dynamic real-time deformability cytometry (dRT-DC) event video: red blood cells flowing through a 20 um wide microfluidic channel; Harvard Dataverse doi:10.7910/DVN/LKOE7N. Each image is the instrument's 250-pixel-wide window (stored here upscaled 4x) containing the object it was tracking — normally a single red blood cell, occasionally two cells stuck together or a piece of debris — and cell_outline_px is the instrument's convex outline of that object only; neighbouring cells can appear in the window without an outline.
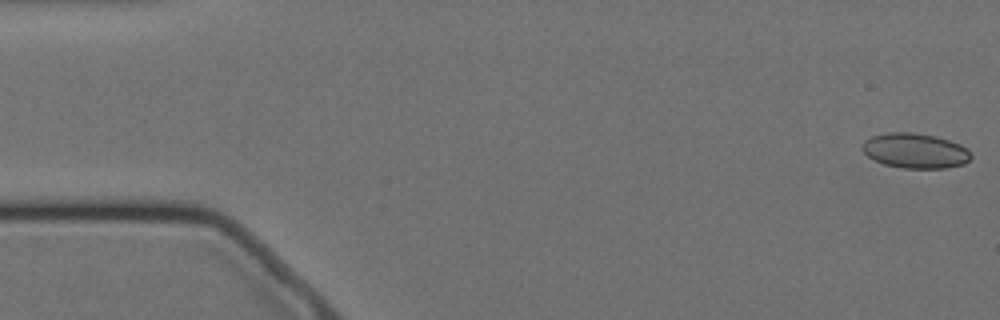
{"species": "Egyptian fruit bat (a non-hibernating species)", "species_latin": "Rousettus aegyptiacus", "temperature_condition": "cold", "stored_images_in_passage": 58, "camera_frame_rate_fps": 3000, "um_per_image_px": 0.085, "animal": {"sex": "female"}, "frame": {"image": 1, "passage_image": 1, "time_ms": 0.0, "image_size_px": [1000, 320], "cell_outline_px": [[972, 156], [964, 164], [948, 168], [904, 168], [884, 164], [868, 156], [860, 148], [860, 144], [864, 140], [872, 136], [888, 132], [912, 132], [936, 136], [960, 144], [968, 148]], "centroid_in_image_um": [77.78, 12.8], "position_along_channel_um": 7.2, "area_um2": 22.31}}
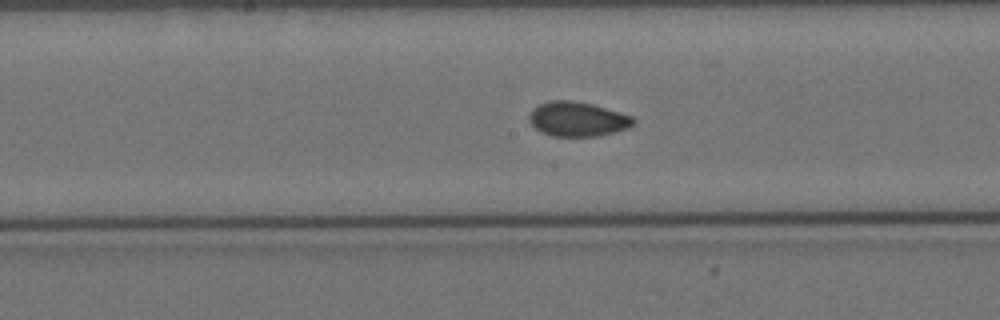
{"frame": {"image": 2, "passage_image": 28, "time_ms": 9.0, "image_size_px": [1000, 320], "cell_outline_px": [[636, 124], [628, 128], [616, 132], [596, 136], [552, 136], [540, 132], [528, 120], [528, 116], [540, 104], [552, 100], [572, 100], [592, 104], [632, 116], [636, 120]], "centroid_in_image_um": [49.12, 10.13], "position_along_channel_um": 199.1, "area_um2": 20.92}}
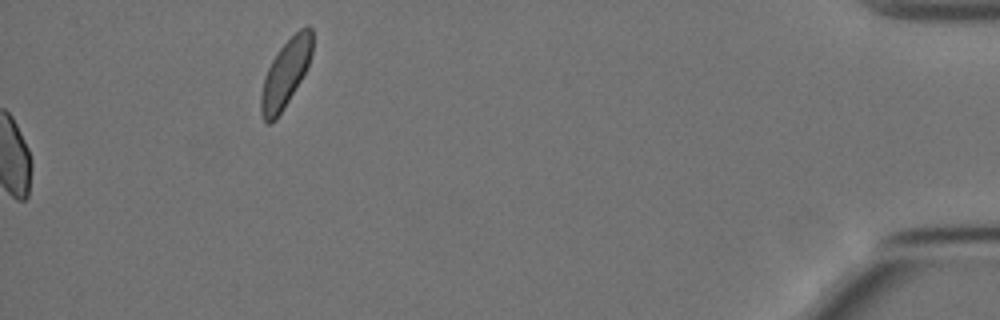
{"frame": {"image": 3, "passage_image": 58, "time_ms": 19.0, "image_size_px": [1000, 320], "cell_outline_px": [[312, 52], [308, 64], [300, 80], [276, 120], [268, 124], [264, 120], [260, 112], [260, 96], [264, 80], [268, 68], [272, 60], [280, 48], [300, 28], [308, 24], [312, 28]], "centroid_in_image_um": [24.26, 6.24], "position_along_channel_um": 410.9, "area_um2": 19.71}, "authors_computed_cell_mechanics": {"area_um2": 21.0681, "velocity_mm_per_s": 3.4816, "shape_relaxation_time_tau1_ms": null, "shape_relaxation_time_tau2_ms": 1.5389, "deformation_change_tau1": null, "deformation_change_tau2": 0.0463}}